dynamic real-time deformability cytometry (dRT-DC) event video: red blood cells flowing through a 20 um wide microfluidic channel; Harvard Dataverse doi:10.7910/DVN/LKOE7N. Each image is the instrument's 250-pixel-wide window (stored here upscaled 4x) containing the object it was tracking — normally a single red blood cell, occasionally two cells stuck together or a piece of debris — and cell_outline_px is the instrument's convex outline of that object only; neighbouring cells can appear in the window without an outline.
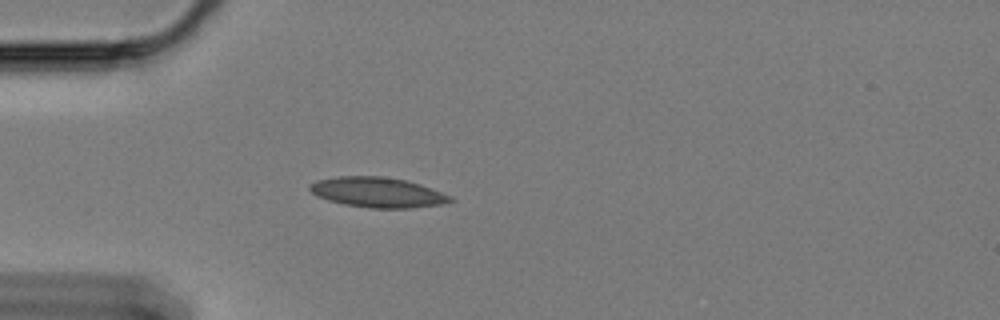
{"species": "Egyptian fruit bat (a non-hibernating species)", "species_latin": "Rousettus aegyptiacus", "temperature_condition": "cold", "stored_images_in_passage": 44, "camera_frame_rate_fps": 3000, "um_per_image_px": 0.085, "animal": {"sex": "female"}, "frame": {"image": 1, "passage_image": 1, "time_ms": 0.0, "image_size_px": [1000, 320], "cell_outline_px": [[452, 200], [440, 204], [412, 208], [372, 208], [344, 204], [328, 200], [316, 196], [308, 188], [308, 184], [316, 180], [340, 176], [380, 176], [404, 180], [420, 184], [452, 196]], "centroid_in_image_um": [32.05, 16.34], "position_along_channel_um": 53.0, "area_um2": 24.51}}
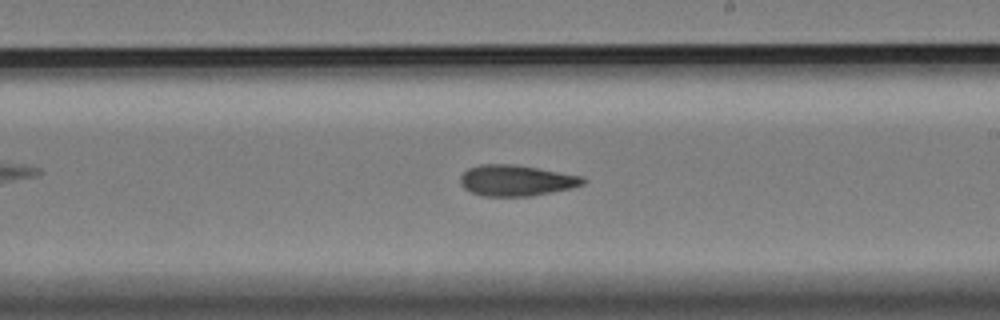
{"frame": {"image": 2, "passage_image": 19, "time_ms": 6.0, "image_size_px": [1000, 320], "cell_outline_px": [[584, 184], [572, 188], [532, 196], [484, 196], [472, 192], [464, 188], [460, 184], [460, 176], [468, 168], [480, 164], [516, 164], [580, 176], [584, 180]], "centroid_in_image_um": [43.84, 15.34], "position_along_channel_um": 245.2, "area_um2": 22.02}}
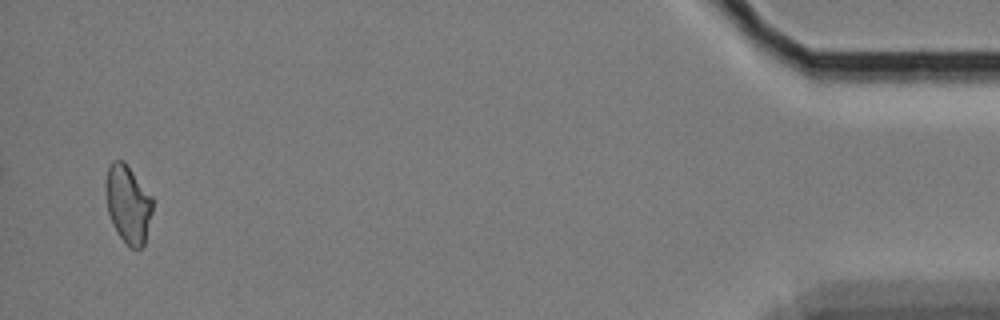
{"frame": {"image": 3, "passage_image": 42, "time_ms": 13.667, "image_size_px": [1000, 320], "cell_outline_px": [[152, 212], [144, 244], [140, 248], [132, 248], [120, 236], [108, 212], [104, 192], [104, 188], [108, 168], [112, 160], [124, 160], [152, 196]], "centroid_in_image_um": [10.87, 17.29], "position_along_channel_um": 424.3, "area_um2": 21.1}, "authors_computed_cell_mechanics": {"area_um2": 22.0218, "velocity_mm_per_s": 3.3579, "shape_relaxation_time_tau1_ms": null, "shape_relaxation_time_tau2_ms": 6.0821, "deformation_change_tau1": null, "deformation_change_tau2": 0.1235}}